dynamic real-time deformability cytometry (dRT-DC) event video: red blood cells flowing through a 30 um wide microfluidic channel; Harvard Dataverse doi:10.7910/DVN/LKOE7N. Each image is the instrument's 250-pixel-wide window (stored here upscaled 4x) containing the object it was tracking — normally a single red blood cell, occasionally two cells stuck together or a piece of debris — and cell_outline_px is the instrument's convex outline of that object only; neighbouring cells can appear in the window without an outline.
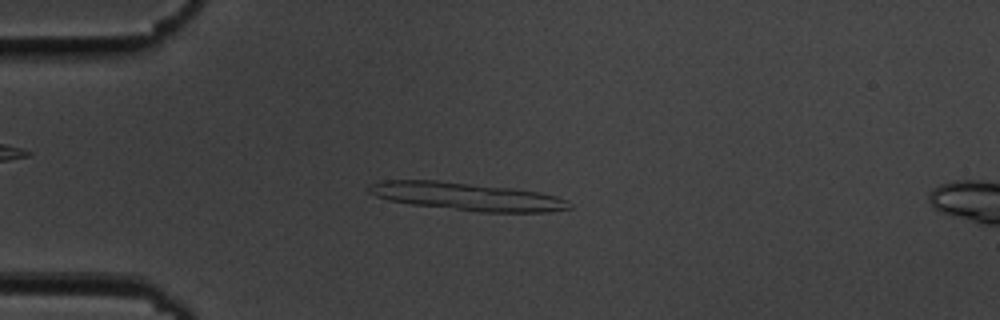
{"species": "common noctule bat (a hibernating species)", "species_latin": "Nyctalus noctula", "temperature_condition": "cold", "stored_images_in_passage": 42, "segment_of_instrument_passage": [1, 2], "camera_frame_rate_fps": 3000, "um_per_image_px": 0.085, "animal": {"sex": "male", "body_mass_g": 19.5, "forearm_length_mm": 54.6}, "frame": {"image": 1, "passage_image": 2, "time_ms": 0.333, "image_size_px": [1000, 320], "cell_outline_px": [[572, 208], [548, 212], [480, 212], [412, 204], [388, 200], [376, 196], [368, 192], [368, 188], [372, 184], [384, 180], [436, 180], [512, 188], [540, 192], [556, 196], [568, 200], [572, 204]], "centroid_in_image_um": [39.73, 16.7], "position_along_channel_um": 45.3, "area_um2": 32.48}}